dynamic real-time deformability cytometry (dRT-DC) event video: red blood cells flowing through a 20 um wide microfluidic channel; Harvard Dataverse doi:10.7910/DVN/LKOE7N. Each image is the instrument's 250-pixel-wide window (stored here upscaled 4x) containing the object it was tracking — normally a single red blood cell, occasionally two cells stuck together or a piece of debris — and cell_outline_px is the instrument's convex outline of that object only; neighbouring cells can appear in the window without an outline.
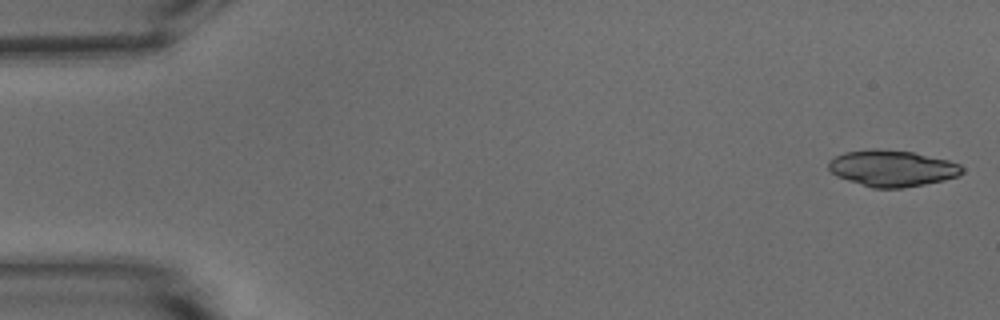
{"species": "common noctule bat (a hibernating species)", "species_latin": "Nyctalus noctula", "temperature_condition": "warm", "stored_images_in_passage": 15, "camera_frame_rate_fps": 3000, "um_per_image_px": 0.085, "animal": {"sex": "male", "body_mass_g": 15.6}, "frame": {"image": 1, "passage_image": 1, "time_ms": 0.0, "image_size_px": [1000, 320], "cell_outline_px": [[964, 172], [960, 176], [944, 180], [904, 188], [872, 188], [836, 176], [828, 168], [828, 160], [844, 152], [872, 148], [876, 148], [912, 152], [948, 160], [960, 164], [964, 168]], "centroid_in_image_um": [75.84, 14.3], "position_along_channel_um": 9.2, "area_um2": 28.44}}